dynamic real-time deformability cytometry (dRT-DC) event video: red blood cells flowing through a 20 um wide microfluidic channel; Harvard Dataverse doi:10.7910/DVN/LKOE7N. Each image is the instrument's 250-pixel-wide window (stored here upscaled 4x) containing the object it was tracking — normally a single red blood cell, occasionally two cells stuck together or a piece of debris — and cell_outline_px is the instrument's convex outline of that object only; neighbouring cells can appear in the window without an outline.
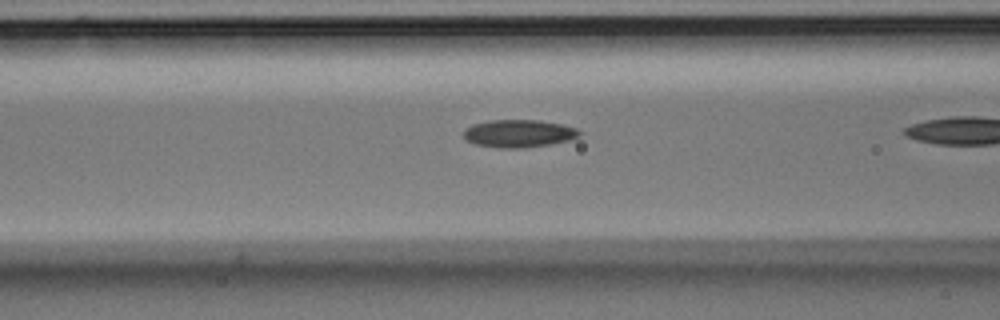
{"species": "Egyptian fruit bat (a non-hibernating species)", "species_latin": "Rousettus aegyptiacus", "temperature_condition": "room temperature", "stored_images_in_passage": 21, "segment_of_instrument_passage": [2, 2], "camera_frame_rate_fps": 3000, "um_per_image_px": 0.085, "animal": {"sex": "male"}, "frame": {"image": 1, "passage_image": 19, "time_ms": 6.0, "image_size_px": [1000, 320], "cell_outline_px": [[580, 136], [568, 140], [552, 144], [524, 148], [500, 148], [476, 144], [468, 140], [464, 136], [464, 128], [472, 124], [488, 120], [540, 120], [564, 124], [576, 128], [580, 132]], "centroid_in_image_um": [44.11, 11.34], "position_along_channel_um": 122.5, "area_um2": 18.79}}